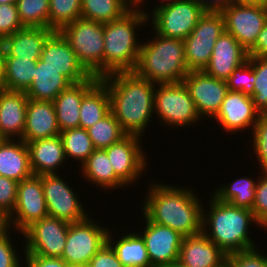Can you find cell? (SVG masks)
<instances>
[{"label": "cell", "mask_w": 267, "mask_h": 267, "mask_svg": "<svg viewBox=\"0 0 267 267\" xmlns=\"http://www.w3.org/2000/svg\"><path fill=\"white\" fill-rule=\"evenodd\" d=\"M107 86L110 111L127 134L142 136L154 112L155 85L134 71L100 78Z\"/></svg>", "instance_id": "obj_1"}, {"label": "cell", "mask_w": 267, "mask_h": 267, "mask_svg": "<svg viewBox=\"0 0 267 267\" xmlns=\"http://www.w3.org/2000/svg\"><path fill=\"white\" fill-rule=\"evenodd\" d=\"M149 190L142 213L151 222L170 227L184 237L202 232L203 206L194 189L152 183Z\"/></svg>", "instance_id": "obj_2"}, {"label": "cell", "mask_w": 267, "mask_h": 267, "mask_svg": "<svg viewBox=\"0 0 267 267\" xmlns=\"http://www.w3.org/2000/svg\"><path fill=\"white\" fill-rule=\"evenodd\" d=\"M212 197L208 214L206 215L204 209L202 211V232L227 256L256 248L257 245L249 238L248 229L251 223L261 226L252 210L232 206L219 201L213 195Z\"/></svg>", "instance_id": "obj_3"}, {"label": "cell", "mask_w": 267, "mask_h": 267, "mask_svg": "<svg viewBox=\"0 0 267 267\" xmlns=\"http://www.w3.org/2000/svg\"><path fill=\"white\" fill-rule=\"evenodd\" d=\"M134 6L120 18L103 23L104 77L112 73L134 71L137 65L142 42L137 41L138 30L135 29L148 22L149 14L143 8L141 10L137 5Z\"/></svg>", "instance_id": "obj_4"}, {"label": "cell", "mask_w": 267, "mask_h": 267, "mask_svg": "<svg viewBox=\"0 0 267 267\" xmlns=\"http://www.w3.org/2000/svg\"><path fill=\"white\" fill-rule=\"evenodd\" d=\"M155 35L142 42L134 72L154 84L182 82L189 73L184 40Z\"/></svg>", "instance_id": "obj_5"}, {"label": "cell", "mask_w": 267, "mask_h": 267, "mask_svg": "<svg viewBox=\"0 0 267 267\" xmlns=\"http://www.w3.org/2000/svg\"><path fill=\"white\" fill-rule=\"evenodd\" d=\"M59 32L68 41L83 67L92 76L104 77L103 23L81 17L63 26Z\"/></svg>", "instance_id": "obj_6"}, {"label": "cell", "mask_w": 267, "mask_h": 267, "mask_svg": "<svg viewBox=\"0 0 267 267\" xmlns=\"http://www.w3.org/2000/svg\"><path fill=\"white\" fill-rule=\"evenodd\" d=\"M157 86V88H156ZM161 123L177 127L190 126L201 119L196 105L183 82L156 84L154 91V113Z\"/></svg>", "instance_id": "obj_7"}, {"label": "cell", "mask_w": 267, "mask_h": 267, "mask_svg": "<svg viewBox=\"0 0 267 267\" xmlns=\"http://www.w3.org/2000/svg\"><path fill=\"white\" fill-rule=\"evenodd\" d=\"M221 12H205L184 39L185 62L189 71H203L209 63L215 42L224 33Z\"/></svg>", "instance_id": "obj_8"}, {"label": "cell", "mask_w": 267, "mask_h": 267, "mask_svg": "<svg viewBox=\"0 0 267 267\" xmlns=\"http://www.w3.org/2000/svg\"><path fill=\"white\" fill-rule=\"evenodd\" d=\"M87 217L69 224L61 258L70 266L88 265L91 258L107 242L109 229Z\"/></svg>", "instance_id": "obj_9"}, {"label": "cell", "mask_w": 267, "mask_h": 267, "mask_svg": "<svg viewBox=\"0 0 267 267\" xmlns=\"http://www.w3.org/2000/svg\"><path fill=\"white\" fill-rule=\"evenodd\" d=\"M205 12L193 0H178L175 3L154 8L148 19L152 18L151 25L153 24L152 28L157 34L184 40Z\"/></svg>", "instance_id": "obj_10"}, {"label": "cell", "mask_w": 267, "mask_h": 267, "mask_svg": "<svg viewBox=\"0 0 267 267\" xmlns=\"http://www.w3.org/2000/svg\"><path fill=\"white\" fill-rule=\"evenodd\" d=\"M69 222L54 218L43 217L33 222L21 234L26 243L24 255L61 258L68 234Z\"/></svg>", "instance_id": "obj_11"}, {"label": "cell", "mask_w": 267, "mask_h": 267, "mask_svg": "<svg viewBox=\"0 0 267 267\" xmlns=\"http://www.w3.org/2000/svg\"><path fill=\"white\" fill-rule=\"evenodd\" d=\"M46 216L48 209L40 176L33 174L18 182L16 204L8 217L10 228L14 226L22 233L33 222Z\"/></svg>", "instance_id": "obj_12"}, {"label": "cell", "mask_w": 267, "mask_h": 267, "mask_svg": "<svg viewBox=\"0 0 267 267\" xmlns=\"http://www.w3.org/2000/svg\"><path fill=\"white\" fill-rule=\"evenodd\" d=\"M225 31L230 33L248 52L265 26L267 6L230 4L221 11Z\"/></svg>", "instance_id": "obj_13"}, {"label": "cell", "mask_w": 267, "mask_h": 267, "mask_svg": "<svg viewBox=\"0 0 267 267\" xmlns=\"http://www.w3.org/2000/svg\"><path fill=\"white\" fill-rule=\"evenodd\" d=\"M40 178L49 216L69 223L82 221L88 217L78 196L61 176L45 174L40 175Z\"/></svg>", "instance_id": "obj_14"}, {"label": "cell", "mask_w": 267, "mask_h": 267, "mask_svg": "<svg viewBox=\"0 0 267 267\" xmlns=\"http://www.w3.org/2000/svg\"><path fill=\"white\" fill-rule=\"evenodd\" d=\"M141 136L127 134L120 141L104 149L115 174L127 185H132L146 169V154L141 148ZM140 142V143H139ZM132 182V183H131Z\"/></svg>", "instance_id": "obj_15"}, {"label": "cell", "mask_w": 267, "mask_h": 267, "mask_svg": "<svg viewBox=\"0 0 267 267\" xmlns=\"http://www.w3.org/2000/svg\"><path fill=\"white\" fill-rule=\"evenodd\" d=\"M182 82L187 87L199 115L213 119L229 91L226 80L211 77L203 71H189Z\"/></svg>", "instance_id": "obj_16"}, {"label": "cell", "mask_w": 267, "mask_h": 267, "mask_svg": "<svg viewBox=\"0 0 267 267\" xmlns=\"http://www.w3.org/2000/svg\"><path fill=\"white\" fill-rule=\"evenodd\" d=\"M144 239L150 267H166L178 260L184 236L170 227L151 222L145 215Z\"/></svg>", "instance_id": "obj_17"}, {"label": "cell", "mask_w": 267, "mask_h": 267, "mask_svg": "<svg viewBox=\"0 0 267 267\" xmlns=\"http://www.w3.org/2000/svg\"><path fill=\"white\" fill-rule=\"evenodd\" d=\"M40 60L59 71L72 84L92 77L79 62L68 41L59 31H55L45 42Z\"/></svg>", "instance_id": "obj_18"}, {"label": "cell", "mask_w": 267, "mask_h": 267, "mask_svg": "<svg viewBox=\"0 0 267 267\" xmlns=\"http://www.w3.org/2000/svg\"><path fill=\"white\" fill-rule=\"evenodd\" d=\"M260 112L255 108L252 97L237 91H228L214 119L226 132H236L253 127Z\"/></svg>", "instance_id": "obj_19"}, {"label": "cell", "mask_w": 267, "mask_h": 267, "mask_svg": "<svg viewBox=\"0 0 267 267\" xmlns=\"http://www.w3.org/2000/svg\"><path fill=\"white\" fill-rule=\"evenodd\" d=\"M248 60V52L228 32L215 42L209 63L203 70L207 75L226 80L231 73Z\"/></svg>", "instance_id": "obj_20"}, {"label": "cell", "mask_w": 267, "mask_h": 267, "mask_svg": "<svg viewBox=\"0 0 267 267\" xmlns=\"http://www.w3.org/2000/svg\"><path fill=\"white\" fill-rule=\"evenodd\" d=\"M178 261L189 267H226L227 255L201 232L183 238Z\"/></svg>", "instance_id": "obj_21"}, {"label": "cell", "mask_w": 267, "mask_h": 267, "mask_svg": "<svg viewBox=\"0 0 267 267\" xmlns=\"http://www.w3.org/2000/svg\"><path fill=\"white\" fill-rule=\"evenodd\" d=\"M28 99L22 91H0V139L23 137Z\"/></svg>", "instance_id": "obj_22"}, {"label": "cell", "mask_w": 267, "mask_h": 267, "mask_svg": "<svg viewBox=\"0 0 267 267\" xmlns=\"http://www.w3.org/2000/svg\"><path fill=\"white\" fill-rule=\"evenodd\" d=\"M54 32L55 30L51 28L24 27L0 43L4 57L37 61L40 59L45 42Z\"/></svg>", "instance_id": "obj_23"}, {"label": "cell", "mask_w": 267, "mask_h": 267, "mask_svg": "<svg viewBox=\"0 0 267 267\" xmlns=\"http://www.w3.org/2000/svg\"><path fill=\"white\" fill-rule=\"evenodd\" d=\"M54 104L52 101L28 99L24 142L49 138L60 134Z\"/></svg>", "instance_id": "obj_24"}, {"label": "cell", "mask_w": 267, "mask_h": 267, "mask_svg": "<svg viewBox=\"0 0 267 267\" xmlns=\"http://www.w3.org/2000/svg\"><path fill=\"white\" fill-rule=\"evenodd\" d=\"M100 80L95 76L76 84H71L67 89L54 99L53 104L60 131L70 128H79L80 106L83 96Z\"/></svg>", "instance_id": "obj_25"}, {"label": "cell", "mask_w": 267, "mask_h": 267, "mask_svg": "<svg viewBox=\"0 0 267 267\" xmlns=\"http://www.w3.org/2000/svg\"><path fill=\"white\" fill-rule=\"evenodd\" d=\"M27 146L34 175L57 174L58 167L66 162L60 135L30 141Z\"/></svg>", "instance_id": "obj_26"}, {"label": "cell", "mask_w": 267, "mask_h": 267, "mask_svg": "<svg viewBox=\"0 0 267 267\" xmlns=\"http://www.w3.org/2000/svg\"><path fill=\"white\" fill-rule=\"evenodd\" d=\"M0 175L17 182L33 175L29 149L22 139L0 140Z\"/></svg>", "instance_id": "obj_27"}, {"label": "cell", "mask_w": 267, "mask_h": 267, "mask_svg": "<svg viewBox=\"0 0 267 267\" xmlns=\"http://www.w3.org/2000/svg\"><path fill=\"white\" fill-rule=\"evenodd\" d=\"M71 84L59 71L38 59L33 82L25 93L29 99L53 102L61 91L67 89Z\"/></svg>", "instance_id": "obj_28"}, {"label": "cell", "mask_w": 267, "mask_h": 267, "mask_svg": "<svg viewBox=\"0 0 267 267\" xmlns=\"http://www.w3.org/2000/svg\"><path fill=\"white\" fill-rule=\"evenodd\" d=\"M85 179L97 187L116 189L127 185L115 174L104 149H95L81 168ZM93 182V183H92Z\"/></svg>", "instance_id": "obj_29"}, {"label": "cell", "mask_w": 267, "mask_h": 267, "mask_svg": "<svg viewBox=\"0 0 267 267\" xmlns=\"http://www.w3.org/2000/svg\"><path fill=\"white\" fill-rule=\"evenodd\" d=\"M111 233L108 231L107 243L124 267H150L145 242L140 233L125 234L118 241H113Z\"/></svg>", "instance_id": "obj_30"}, {"label": "cell", "mask_w": 267, "mask_h": 267, "mask_svg": "<svg viewBox=\"0 0 267 267\" xmlns=\"http://www.w3.org/2000/svg\"><path fill=\"white\" fill-rule=\"evenodd\" d=\"M110 112L107 86L99 80L84 96L80 106L79 127L87 130Z\"/></svg>", "instance_id": "obj_31"}, {"label": "cell", "mask_w": 267, "mask_h": 267, "mask_svg": "<svg viewBox=\"0 0 267 267\" xmlns=\"http://www.w3.org/2000/svg\"><path fill=\"white\" fill-rule=\"evenodd\" d=\"M132 0H81V17L99 23H109L126 13Z\"/></svg>", "instance_id": "obj_32"}, {"label": "cell", "mask_w": 267, "mask_h": 267, "mask_svg": "<svg viewBox=\"0 0 267 267\" xmlns=\"http://www.w3.org/2000/svg\"><path fill=\"white\" fill-rule=\"evenodd\" d=\"M37 61L4 57V83L6 90L26 92L33 82Z\"/></svg>", "instance_id": "obj_33"}, {"label": "cell", "mask_w": 267, "mask_h": 267, "mask_svg": "<svg viewBox=\"0 0 267 267\" xmlns=\"http://www.w3.org/2000/svg\"><path fill=\"white\" fill-rule=\"evenodd\" d=\"M256 181L245 177L218 187L213 196L221 202H226L232 206L252 209L255 200Z\"/></svg>", "instance_id": "obj_34"}, {"label": "cell", "mask_w": 267, "mask_h": 267, "mask_svg": "<svg viewBox=\"0 0 267 267\" xmlns=\"http://www.w3.org/2000/svg\"><path fill=\"white\" fill-rule=\"evenodd\" d=\"M65 157L79 160L81 165L93 153L95 147L88 131L84 128H70L60 132Z\"/></svg>", "instance_id": "obj_35"}, {"label": "cell", "mask_w": 267, "mask_h": 267, "mask_svg": "<svg viewBox=\"0 0 267 267\" xmlns=\"http://www.w3.org/2000/svg\"><path fill=\"white\" fill-rule=\"evenodd\" d=\"M87 131L95 149H106L127 135L111 111Z\"/></svg>", "instance_id": "obj_36"}, {"label": "cell", "mask_w": 267, "mask_h": 267, "mask_svg": "<svg viewBox=\"0 0 267 267\" xmlns=\"http://www.w3.org/2000/svg\"><path fill=\"white\" fill-rule=\"evenodd\" d=\"M49 0H17V10L24 27L49 28Z\"/></svg>", "instance_id": "obj_37"}, {"label": "cell", "mask_w": 267, "mask_h": 267, "mask_svg": "<svg viewBox=\"0 0 267 267\" xmlns=\"http://www.w3.org/2000/svg\"><path fill=\"white\" fill-rule=\"evenodd\" d=\"M49 28L59 31L81 18V0H49Z\"/></svg>", "instance_id": "obj_38"}, {"label": "cell", "mask_w": 267, "mask_h": 267, "mask_svg": "<svg viewBox=\"0 0 267 267\" xmlns=\"http://www.w3.org/2000/svg\"><path fill=\"white\" fill-rule=\"evenodd\" d=\"M255 72L252 100L260 114H267V57H249Z\"/></svg>", "instance_id": "obj_39"}, {"label": "cell", "mask_w": 267, "mask_h": 267, "mask_svg": "<svg viewBox=\"0 0 267 267\" xmlns=\"http://www.w3.org/2000/svg\"><path fill=\"white\" fill-rule=\"evenodd\" d=\"M229 91L242 92L245 95L253 96L255 84V72L253 65L247 60L237 67L226 79Z\"/></svg>", "instance_id": "obj_40"}, {"label": "cell", "mask_w": 267, "mask_h": 267, "mask_svg": "<svg viewBox=\"0 0 267 267\" xmlns=\"http://www.w3.org/2000/svg\"><path fill=\"white\" fill-rule=\"evenodd\" d=\"M253 131V150L260 164L261 173H267V114H260Z\"/></svg>", "instance_id": "obj_41"}, {"label": "cell", "mask_w": 267, "mask_h": 267, "mask_svg": "<svg viewBox=\"0 0 267 267\" xmlns=\"http://www.w3.org/2000/svg\"><path fill=\"white\" fill-rule=\"evenodd\" d=\"M22 28L16 3L0 4V43Z\"/></svg>", "instance_id": "obj_42"}, {"label": "cell", "mask_w": 267, "mask_h": 267, "mask_svg": "<svg viewBox=\"0 0 267 267\" xmlns=\"http://www.w3.org/2000/svg\"><path fill=\"white\" fill-rule=\"evenodd\" d=\"M259 252L256 247L230 254L226 267H267V257Z\"/></svg>", "instance_id": "obj_43"}, {"label": "cell", "mask_w": 267, "mask_h": 267, "mask_svg": "<svg viewBox=\"0 0 267 267\" xmlns=\"http://www.w3.org/2000/svg\"><path fill=\"white\" fill-rule=\"evenodd\" d=\"M255 200L252 207V212L261 225L267 228V173H263L258 180H256Z\"/></svg>", "instance_id": "obj_44"}, {"label": "cell", "mask_w": 267, "mask_h": 267, "mask_svg": "<svg viewBox=\"0 0 267 267\" xmlns=\"http://www.w3.org/2000/svg\"><path fill=\"white\" fill-rule=\"evenodd\" d=\"M18 182L0 175V213L9 217L15 207Z\"/></svg>", "instance_id": "obj_45"}, {"label": "cell", "mask_w": 267, "mask_h": 267, "mask_svg": "<svg viewBox=\"0 0 267 267\" xmlns=\"http://www.w3.org/2000/svg\"><path fill=\"white\" fill-rule=\"evenodd\" d=\"M89 267H124L112 247L106 242L91 258Z\"/></svg>", "instance_id": "obj_46"}, {"label": "cell", "mask_w": 267, "mask_h": 267, "mask_svg": "<svg viewBox=\"0 0 267 267\" xmlns=\"http://www.w3.org/2000/svg\"><path fill=\"white\" fill-rule=\"evenodd\" d=\"M9 231L0 238V267H21L19 255L13 249Z\"/></svg>", "instance_id": "obj_47"}, {"label": "cell", "mask_w": 267, "mask_h": 267, "mask_svg": "<svg viewBox=\"0 0 267 267\" xmlns=\"http://www.w3.org/2000/svg\"><path fill=\"white\" fill-rule=\"evenodd\" d=\"M26 267H70L62 258L25 255Z\"/></svg>", "instance_id": "obj_48"}, {"label": "cell", "mask_w": 267, "mask_h": 267, "mask_svg": "<svg viewBox=\"0 0 267 267\" xmlns=\"http://www.w3.org/2000/svg\"><path fill=\"white\" fill-rule=\"evenodd\" d=\"M249 57H267V19L264 28L257 36L255 45L248 51Z\"/></svg>", "instance_id": "obj_49"}, {"label": "cell", "mask_w": 267, "mask_h": 267, "mask_svg": "<svg viewBox=\"0 0 267 267\" xmlns=\"http://www.w3.org/2000/svg\"><path fill=\"white\" fill-rule=\"evenodd\" d=\"M199 4L206 12H221L226 9L232 0H193Z\"/></svg>", "instance_id": "obj_50"}, {"label": "cell", "mask_w": 267, "mask_h": 267, "mask_svg": "<svg viewBox=\"0 0 267 267\" xmlns=\"http://www.w3.org/2000/svg\"><path fill=\"white\" fill-rule=\"evenodd\" d=\"M4 50L3 47L0 45V91L5 90V83H4Z\"/></svg>", "instance_id": "obj_51"}, {"label": "cell", "mask_w": 267, "mask_h": 267, "mask_svg": "<svg viewBox=\"0 0 267 267\" xmlns=\"http://www.w3.org/2000/svg\"><path fill=\"white\" fill-rule=\"evenodd\" d=\"M10 229L9 220L6 215L0 213V238L3 237Z\"/></svg>", "instance_id": "obj_52"}, {"label": "cell", "mask_w": 267, "mask_h": 267, "mask_svg": "<svg viewBox=\"0 0 267 267\" xmlns=\"http://www.w3.org/2000/svg\"><path fill=\"white\" fill-rule=\"evenodd\" d=\"M232 4L259 6L260 0H232Z\"/></svg>", "instance_id": "obj_53"}, {"label": "cell", "mask_w": 267, "mask_h": 267, "mask_svg": "<svg viewBox=\"0 0 267 267\" xmlns=\"http://www.w3.org/2000/svg\"><path fill=\"white\" fill-rule=\"evenodd\" d=\"M164 1H166L167 3H165ZM178 0H162V4H158V6L157 7H155L156 9L157 8H159V7H162V6H165V5H168V4H172V3H175V2H177ZM144 3V0H137L135 3H134V5H138L137 7H140L139 5L141 4V3ZM160 5V6H159Z\"/></svg>", "instance_id": "obj_54"}, {"label": "cell", "mask_w": 267, "mask_h": 267, "mask_svg": "<svg viewBox=\"0 0 267 267\" xmlns=\"http://www.w3.org/2000/svg\"><path fill=\"white\" fill-rule=\"evenodd\" d=\"M166 267H189V266H186L185 264H183L177 260V261L173 262L171 265L166 266Z\"/></svg>", "instance_id": "obj_55"}, {"label": "cell", "mask_w": 267, "mask_h": 267, "mask_svg": "<svg viewBox=\"0 0 267 267\" xmlns=\"http://www.w3.org/2000/svg\"><path fill=\"white\" fill-rule=\"evenodd\" d=\"M17 0H0V4H13L16 3Z\"/></svg>", "instance_id": "obj_56"}, {"label": "cell", "mask_w": 267, "mask_h": 267, "mask_svg": "<svg viewBox=\"0 0 267 267\" xmlns=\"http://www.w3.org/2000/svg\"><path fill=\"white\" fill-rule=\"evenodd\" d=\"M261 6H267V0H260Z\"/></svg>", "instance_id": "obj_57"}, {"label": "cell", "mask_w": 267, "mask_h": 267, "mask_svg": "<svg viewBox=\"0 0 267 267\" xmlns=\"http://www.w3.org/2000/svg\"><path fill=\"white\" fill-rule=\"evenodd\" d=\"M72 267H89L88 265L72 266Z\"/></svg>", "instance_id": "obj_58"}]
</instances>
